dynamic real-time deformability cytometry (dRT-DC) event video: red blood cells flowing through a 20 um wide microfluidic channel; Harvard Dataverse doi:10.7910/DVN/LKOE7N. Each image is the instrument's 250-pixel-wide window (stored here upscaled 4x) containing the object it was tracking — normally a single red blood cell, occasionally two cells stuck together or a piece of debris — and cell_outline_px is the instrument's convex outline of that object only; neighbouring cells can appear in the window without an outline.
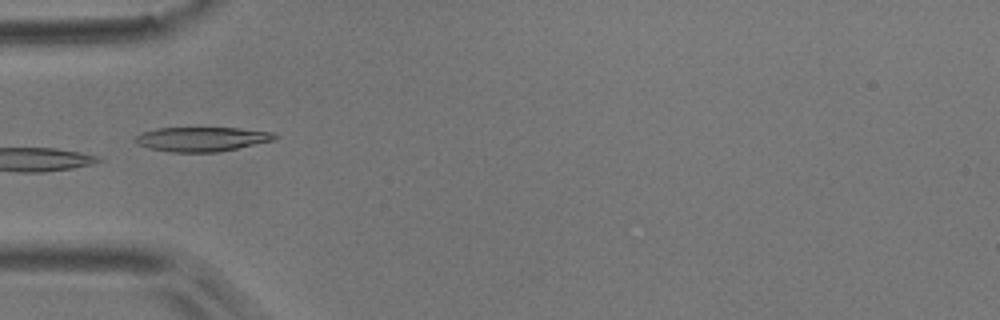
{"species": "common noctule bat (a hibernating species)", "species_latin": "Nyctalus noctula", "temperature_condition": "room temperature", "stored_images_in_passage": 7, "camera_frame_rate_fps": 3000, "um_per_image_px": 0.085, "animal": {"sex": "male", "body_mass_g": 17.9}, "frame": {"image": 1, "passage_image": 5, "time_ms": 4.333, "image_size_px": [1000, 320], "cell_outline_px": [[280, 136], [276, 140], [216, 152], [172, 152], [148, 148], [140, 144], [136, 140], [136, 136], [144, 132], [156, 128], [240, 128], [276, 132]], "centroid_in_image_um": [17.25, 11.82], "position_along_channel_um": 67.7, "area_um2": 19.77}}
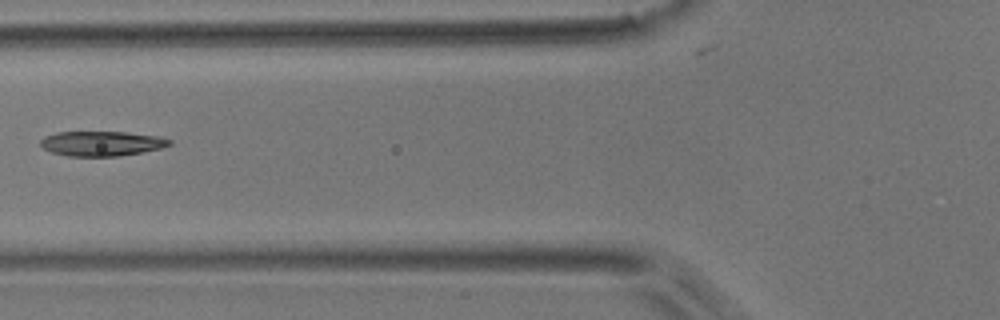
{"frame": {"image": 2, "passage_image": 6, "time_ms": 5.667, "image_size_px": [1000, 320], "cell_outline_px": [[172, 144], [160, 148], [120, 156], [68, 156], [52, 152], [44, 148], [40, 144], [40, 140], [44, 136], [56, 132], [124, 132], [160, 136], [172, 140]], "centroid_in_image_um": [8.64, 12.19], "position_along_channel_um": 117.2, "area_um2": 18.61}}
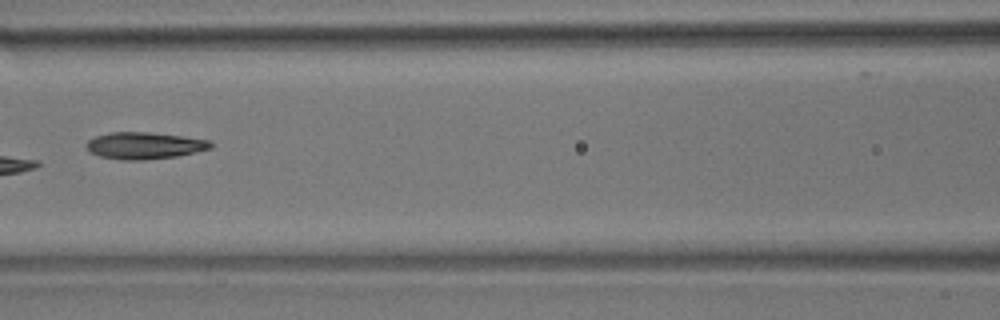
{"frame": {"image": 3, "passage_image": 7, "time_ms": 6.667, "image_size_px": [1000, 320], "cell_outline_px": [[212, 148], [196, 152], [176, 156], [144, 160], [124, 160], [100, 156], [88, 152], [84, 144], [88, 140], [96, 136], [112, 132], [148, 132], [180, 136], [208, 140], [212, 144]], "centroid_in_image_um": [12.23, 12.38], "position_along_channel_um": 154.4, "area_um2": 19.36}}